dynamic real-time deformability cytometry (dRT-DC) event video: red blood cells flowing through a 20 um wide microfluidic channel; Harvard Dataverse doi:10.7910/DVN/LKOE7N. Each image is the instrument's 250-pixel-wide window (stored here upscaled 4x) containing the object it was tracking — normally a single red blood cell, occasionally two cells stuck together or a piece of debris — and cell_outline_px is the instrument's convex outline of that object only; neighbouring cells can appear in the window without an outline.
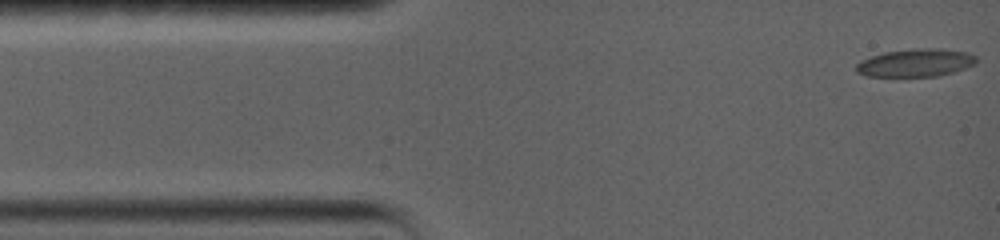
{"species": "common noctule bat (a hibernating species)", "species_latin": "Nyctalus noctula", "temperature_condition": "warm", "stored_images_in_passage": 38, "camera_frame_rate_fps": 5000, "um_per_image_px": 0.085, "animal": {"sex": "female", "body_mass_g": 19.0, "forearm_length_mm": 56.7}, "frame": {"image": 1, "passage_image": 1, "time_ms": 0.0, "image_size_px": [1000, 240], "cell_outline_px": [[976, 64], [952, 72], [936, 76], [864, 76], [856, 72], [856, 64], [860, 60], [884, 52], [916, 48], [936, 48], [968, 52], [976, 56]], "centroid_in_image_um": [77.81, 5.33], "position_along_channel_um": 7.2, "area_um2": 19.48}}
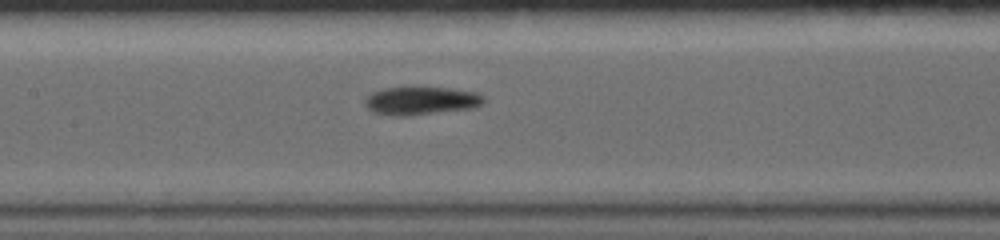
{"frame": {"image": 2, "passage_image": 17, "time_ms": 6.8, "image_size_px": [1000, 240], "cell_outline_px": [[484, 104], [472, 108], [404, 116], [392, 116], [372, 112], [364, 104], [364, 100], [372, 92], [384, 88], [452, 88], [476, 92], [484, 96]], "centroid_in_image_um": [35.79, 8.57], "position_along_channel_um": 171.6, "area_um2": 19.36}}
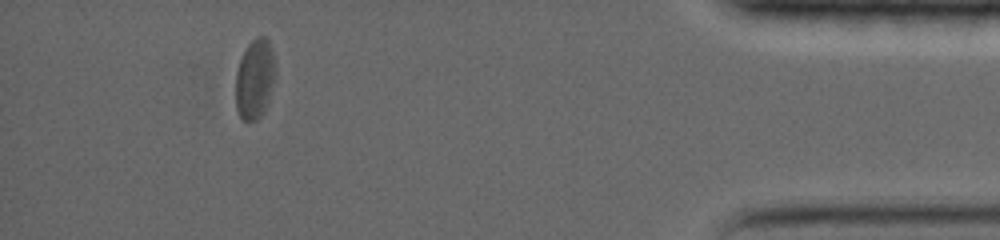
{"frame": {"image": 3, "passage_image": 33, "time_ms": 15.4, "image_size_px": [1000, 240], "cell_outline_px": [[272, 84], [264, 112], [256, 120], [244, 120], [240, 116], [236, 108], [236, 72], [240, 60], [248, 44], [256, 36], [264, 36], [268, 40], [272, 48]], "centroid_in_image_um": [21.61, 6.71], "position_along_channel_um": 413.6, "area_um2": 17.74}, "authors_computed_cell_mechanics": {"area_um2": 19.1318, "velocity_mm_per_s": 3.5472, "shape_relaxation_time_tau1_ms": 8.6044, "shape_relaxation_time_tau2_ms": 5.0031, "deformation_change_tau1": 0.1917, "deformation_change_tau2": 0.0963}}